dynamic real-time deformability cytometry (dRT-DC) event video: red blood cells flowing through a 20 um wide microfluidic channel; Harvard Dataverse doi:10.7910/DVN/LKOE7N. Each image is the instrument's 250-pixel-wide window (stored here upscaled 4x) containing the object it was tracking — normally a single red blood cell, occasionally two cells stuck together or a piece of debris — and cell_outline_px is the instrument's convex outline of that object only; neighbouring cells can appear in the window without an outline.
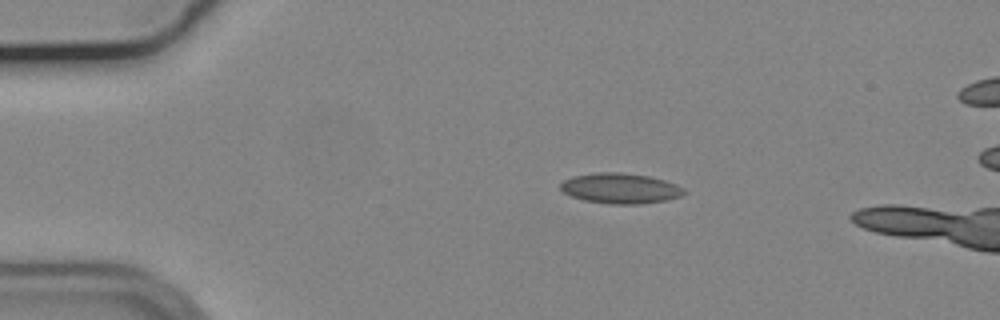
{"species": "common noctule bat (a hibernating species)", "species_latin": "Nyctalus noctula", "temperature_condition": "cold", "stored_images_in_passage": 42, "camera_frame_rate_fps": 3000, "um_per_image_px": 0.085, "animal": {"sex": "male", "body_mass_g": 19.2, "forearm_length_mm": 51.8}, "frame": {"image": 1, "passage_image": 1, "time_ms": 0.0, "image_size_px": [1000, 320], "cell_outline_px": [[688, 192], [680, 196], [668, 200], [640, 204], [608, 204], [584, 200], [572, 196], [564, 192], [560, 188], [560, 184], [564, 180], [572, 176], [596, 172], [620, 172], [648, 176], [664, 180], [676, 184], [684, 188]], "centroid_in_image_um": [52.75, 16.01], "position_along_channel_um": 32.3, "area_um2": 21.96}}
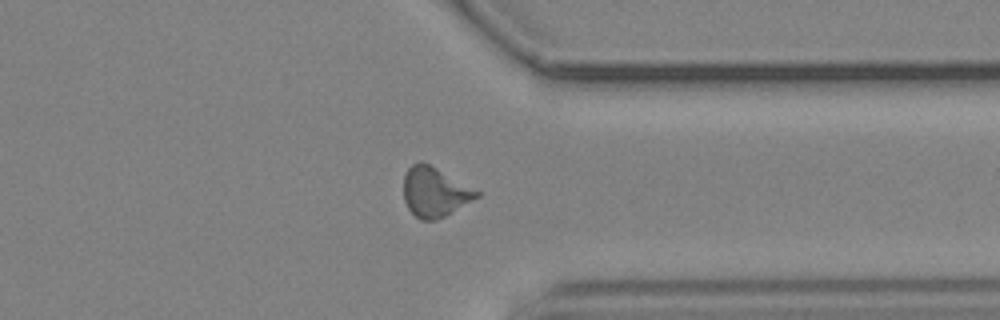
{"frame": {"image": 2, "passage_image": 33, "time_ms": 10.667, "image_size_px": [1000, 320], "cell_outline_px": [[480, 196], [444, 216], [436, 220], [420, 220], [408, 208], [404, 200], [404, 176], [408, 168], [412, 164], [420, 160], [436, 168], [480, 192]], "centroid_in_image_um": [36.92, 16.32], "position_along_channel_um": 374.5, "area_um2": 20.75}}
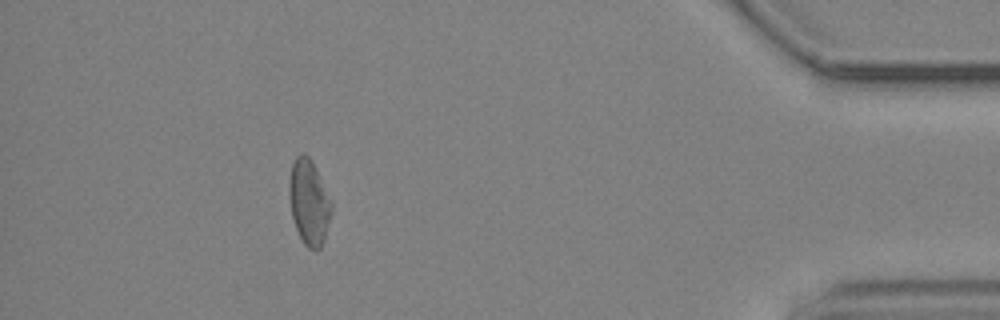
{"frame": {"image": 3, "passage_image": 40, "time_ms": 13.0, "image_size_px": [1000, 320], "cell_outline_px": [[332, 212], [324, 240], [320, 248], [316, 252], [308, 248], [304, 244], [296, 228], [292, 216], [288, 196], [288, 180], [292, 164], [296, 156], [300, 152], [308, 156], [312, 160], [332, 200]], "centroid_in_image_um": [26.26, 17.18], "position_along_channel_um": 408.9, "area_um2": 21.39}}